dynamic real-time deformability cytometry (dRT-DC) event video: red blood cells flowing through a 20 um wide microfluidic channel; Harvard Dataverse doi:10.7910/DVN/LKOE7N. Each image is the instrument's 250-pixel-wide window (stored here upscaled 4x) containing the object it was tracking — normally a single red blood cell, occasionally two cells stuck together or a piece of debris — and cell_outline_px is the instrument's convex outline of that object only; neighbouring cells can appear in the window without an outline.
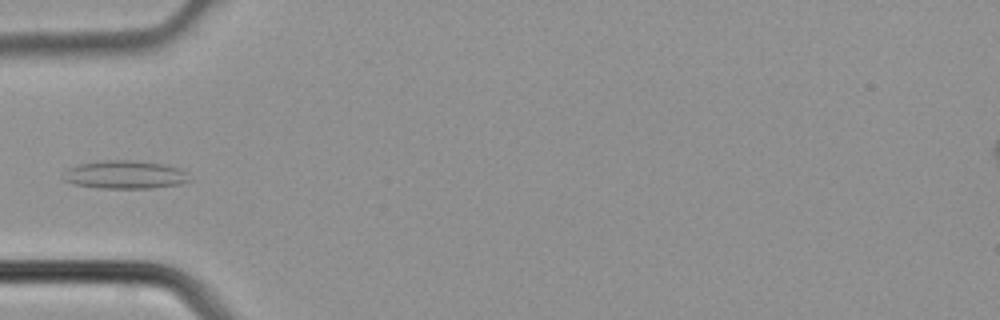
{"species": "common noctule bat (a hibernating species)", "species_latin": "Nyctalus noctula", "temperature_condition": "cold", "stored_images_in_passage": 3, "camera_frame_rate_fps": 3000, "um_per_image_px": 0.085, "animal": {"sex": "male", "body_mass_g": 21.5, "forearm_length_mm": 52.0}, "frame": {"image": 1, "passage_image": 3, "time_ms": 0.667, "image_size_px": [1000, 320], "cell_outline_px": [[192, 180], [180, 184], [152, 188], [100, 188], [76, 184], [64, 180], [60, 176], [68, 168], [80, 164], [100, 160], [132, 160], [164, 164], [180, 168], [188, 172]], "centroid_in_image_um": [10.66, 14.84], "position_along_channel_um": 74.3, "area_um2": 20.92}}